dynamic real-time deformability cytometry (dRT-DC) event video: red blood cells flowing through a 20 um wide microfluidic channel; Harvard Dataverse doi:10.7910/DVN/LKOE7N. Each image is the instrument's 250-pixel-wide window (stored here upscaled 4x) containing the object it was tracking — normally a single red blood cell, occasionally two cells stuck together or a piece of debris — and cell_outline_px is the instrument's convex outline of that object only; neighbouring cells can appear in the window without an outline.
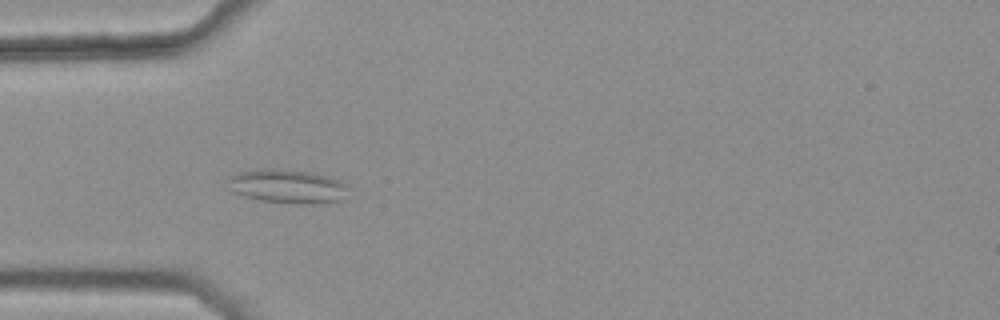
{"species": "common noctule bat (a hibernating species)", "species_latin": "Nyctalus noctula", "temperature_condition": "warm", "stored_images_in_passage": 32, "camera_frame_rate_fps": 3000, "um_per_image_px": 0.085, "animal": {"sex": "female", "body_mass_g": 25.1}, "frame": {"image": 1, "passage_image": 3, "time_ms": 0.667, "image_size_px": [1000, 320], "cell_outline_px": [[352, 188], [340, 200], [320, 204], [296, 204], [260, 200], [244, 196], [232, 192], [228, 176], [240, 172], [260, 168], [276, 168], [312, 172], [328, 176], [348, 184]], "centroid_in_image_um": [24.49, 15.83], "position_along_channel_um": 60.5, "area_um2": 24.16}}
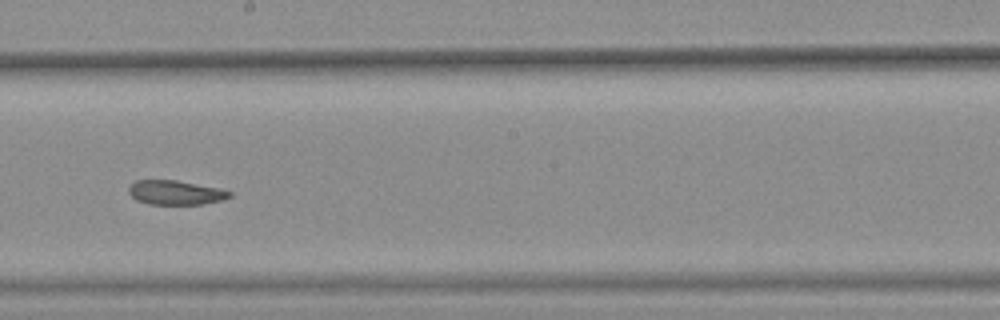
{"frame": {"image": 2, "passage_image": 17, "time_ms": 5.333, "image_size_px": [1000, 320], "cell_outline_px": [[232, 196], [224, 200], [200, 204], [148, 204], [136, 200], [128, 192], [128, 188], [136, 180], [176, 180], [220, 188], [232, 192]], "centroid_in_image_um": [14.94, 16.37], "position_along_channel_um": 233.3, "area_um2": 14.33}}
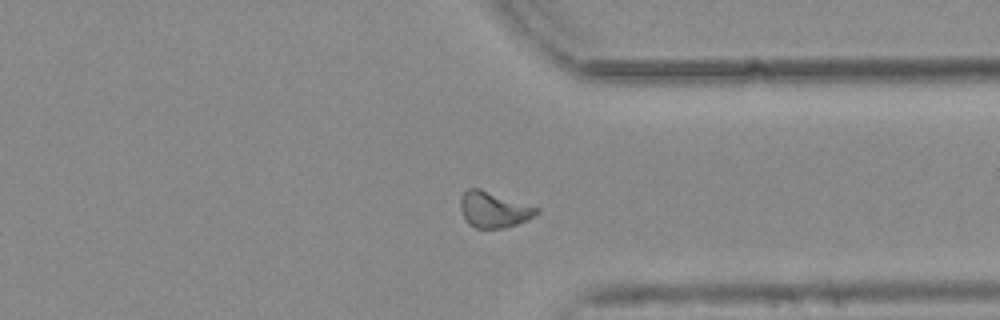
{"frame": {"image": 3, "passage_image": 28, "time_ms": 9.0, "image_size_px": [1000, 320], "cell_outline_px": [[540, 212], [528, 220], [504, 228], [476, 228], [468, 224], [460, 208], [460, 196], [468, 188], [480, 188], [540, 208]], "centroid_in_image_um": [41.97, 17.81], "position_along_channel_um": 369.4, "area_um2": 16.01}, "authors_computed_cell_mechanics": {"area_um2": 15.606, "velocity_mm_per_s": 3.7386, "shape_relaxation_time_tau1_ms": null, "shape_relaxation_time_tau2_ms": 3.5823, "deformation_change_tau1": null, "deformation_change_tau2": 0.1057}}